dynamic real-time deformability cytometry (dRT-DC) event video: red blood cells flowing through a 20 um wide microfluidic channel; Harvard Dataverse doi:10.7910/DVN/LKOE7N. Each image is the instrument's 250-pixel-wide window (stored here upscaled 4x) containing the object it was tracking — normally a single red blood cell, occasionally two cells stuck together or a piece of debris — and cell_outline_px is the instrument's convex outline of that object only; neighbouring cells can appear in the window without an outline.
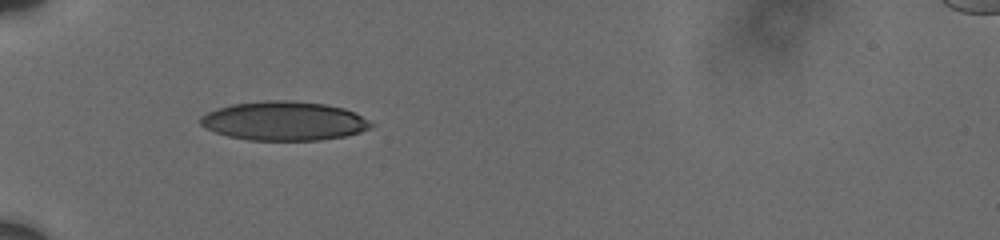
{"species": "human", "species_latin": "Homo sapiens", "temperature_condition": "cold", "stored_images_in_passage": 7, "camera_frame_rate_fps": 3000, "um_per_image_px": 0.085, "donor": {"sex": "male"}, "frame": {"image": 1, "passage_image": 6, "time_ms": 4.333, "image_size_px": [1000, 240], "cell_outline_px": [[376, 124], [360, 132], [344, 136], [320, 140], [248, 140], [228, 136], [216, 132], [200, 124], [200, 116], [216, 108], [232, 104], [264, 100], [288, 100], [324, 104], [344, 108]], "centroid_in_image_um": [24.12, 10.28], "position_along_channel_um": 60.9, "area_um2": 38.61}}